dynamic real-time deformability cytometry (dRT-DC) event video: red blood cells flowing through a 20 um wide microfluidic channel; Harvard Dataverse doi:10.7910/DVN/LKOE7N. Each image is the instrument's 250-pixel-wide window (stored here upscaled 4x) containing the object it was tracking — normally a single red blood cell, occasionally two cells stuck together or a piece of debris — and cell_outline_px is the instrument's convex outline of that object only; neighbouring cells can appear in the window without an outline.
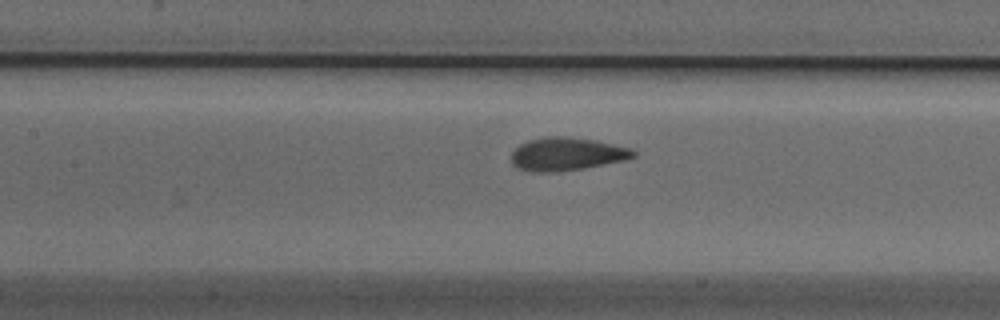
{"species": "Egyptian fruit bat (a non-hibernating species)", "species_latin": "Rousettus aegyptiacus", "temperature_condition": "cold", "stored_images_in_passage": 36, "camera_frame_rate_fps": 3000, "um_per_image_px": 0.085, "animal": {"sex": "male"}, "frame": {"image": 1, "passage_image": 16, "time_ms": 5.0, "image_size_px": [1000, 320], "cell_outline_px": [[636, 156], [624, 160], [584, 168], [560, 172], [532, 172], [516, 168], [512, 164], [512, 152], [520, 144], [528, 140], [548, 136], [556, 136], [596, 140], [632, 148], [636, 152]], "centroid_in_image_um": [48.17, 13.1], "position_along_channel_um": 159.2, "area_um2": 23.58}}
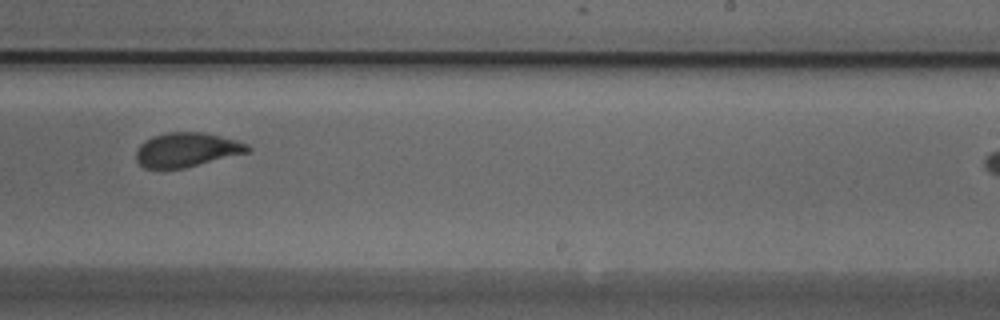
{"frame": {"image": 2, "passage_image": 25, "time_ms": 8.0, "image_size_px": [1000, 320], "cell_outline_px": [[252, 148], [248, 152], [184, 168], [144, 168], [136, 160], [136, 148], [144, 140], [152, 136], [168, 132], [204, 132], [236, 140], [248, 144]], "centroid_in_image_um": [15.85, 12.72], "position_along_channel_um": 273.2, "area_um2": 22.25}}
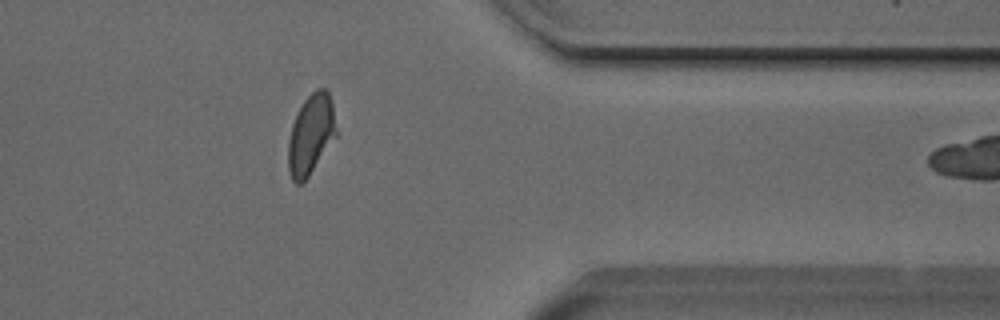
{"frame": {"image": 3, "passage_image": 35, "time_ms": 11.333, "image_size_px": [1000, 320], "cell_outline_px": [[336, 136], [308, 176], [300, 184], [296, 184], [292, 180], [288, 168], [288, 140], [292, 124], [304, 100], [316, 88], [324, 88], [328, 92], [332, 100], [336, 128]], "centroid_in_image_um": [26.42, 11.41], "position_along_channel_um": 385.0, "area_um2": 22.14}}